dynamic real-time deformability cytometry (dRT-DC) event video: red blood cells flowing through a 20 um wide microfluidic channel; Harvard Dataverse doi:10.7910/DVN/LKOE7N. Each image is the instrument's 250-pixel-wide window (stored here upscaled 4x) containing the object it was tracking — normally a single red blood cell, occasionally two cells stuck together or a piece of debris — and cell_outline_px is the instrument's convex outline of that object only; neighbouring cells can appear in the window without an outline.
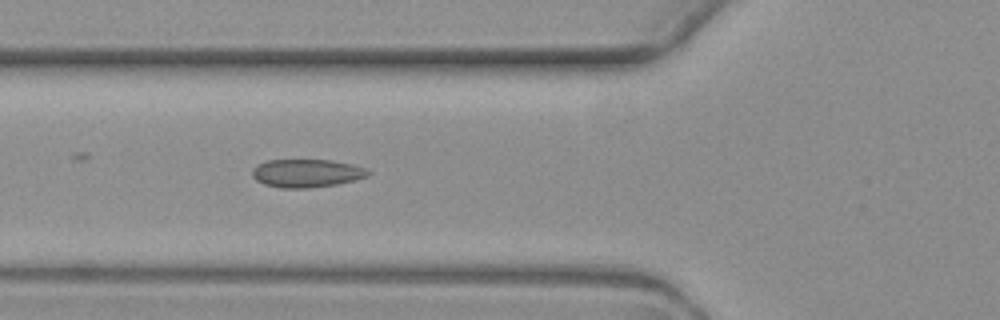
{"species": "common noctule bat (a hibernating species)", "species_latin": "Nyctalus noctula", "temperature_condition": "warm", "stored_images_in_passage": 5, "camera_frame_rate_fps": 3000, "um_per_image_px": 0.085, "animal": {"sex": "female", "body_mass_g": 19.3, "forearm_length_mm": 54.1}, "frame": {"image": 1, "passage_image": 5, "time_ms": 5.667, "image_size_px": [1000, 320], "cell_outline_px": [[372, 172], [368, 176], [336, 184], [308, 188], [280, 188], [264, 184], [256, 180], [252, 176], [252, 168], [256, 164], [268, 160], [328, 160], [352, 164], [368, 168]], "centroid_in_image_um": [26.05, 14.72], "position_along_channel_um": 99.8, "area_um2": 19.07}}